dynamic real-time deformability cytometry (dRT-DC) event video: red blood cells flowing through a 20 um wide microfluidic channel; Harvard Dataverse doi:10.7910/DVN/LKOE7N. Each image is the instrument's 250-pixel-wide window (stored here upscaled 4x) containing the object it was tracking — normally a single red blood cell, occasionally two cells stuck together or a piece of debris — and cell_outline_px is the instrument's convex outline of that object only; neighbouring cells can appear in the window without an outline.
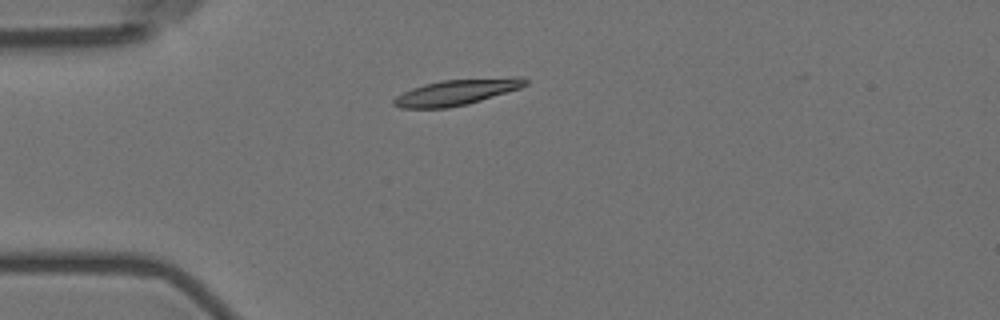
{"species": "Egyptian fruit bat (a non-hibernating species)", "species_latin": "Rousettus aegyptiacus", "temperature_condition": "room temperature", "stored_images_in_passage": 6, "camera_frame_rate_fps": 3000, "um_per_image_px": 0.085, "animal": {"sex": "female"}, "frame": {"image": 1, "passage_image": 4, "time_ms": 3.667, "image_size_px": [1000, 320], "cell_outline_px": [[528, 84], [520, 88], [468, 104], [448, 108], [400, 108], [392, 104], [392, 100], [396, 96], [412, 88], [424, 84], [444, 80], [512, 76], [516, 76], [528, 80]], "centroid_in_image_um": [38.83, 7.83], "position_along_channel_um": 46.2, "area_um2": 19.88}}
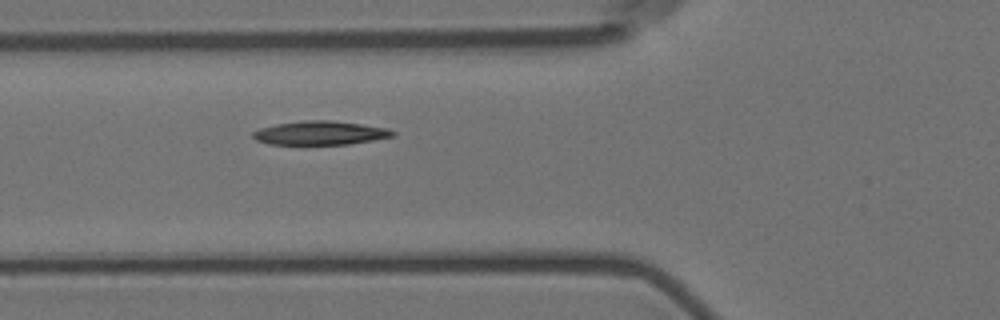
{"frame": {"image": 2, "passage_image": 6, "time_ms": 5.667, "image_size_px": [1000, 320], "cell_outline_px": [[396, 136], [348, 144], [268, 144], [256, 140], [252, 136], [252, 132], [260, 128], [276, 124], [304, 120], [328, 120], [360, 124], [388, 128], [396, 132]], "centroid_in_image_um": [27.22, 11.3], "position_along_channel_um": 98.6, "area_um2": 19.31}}